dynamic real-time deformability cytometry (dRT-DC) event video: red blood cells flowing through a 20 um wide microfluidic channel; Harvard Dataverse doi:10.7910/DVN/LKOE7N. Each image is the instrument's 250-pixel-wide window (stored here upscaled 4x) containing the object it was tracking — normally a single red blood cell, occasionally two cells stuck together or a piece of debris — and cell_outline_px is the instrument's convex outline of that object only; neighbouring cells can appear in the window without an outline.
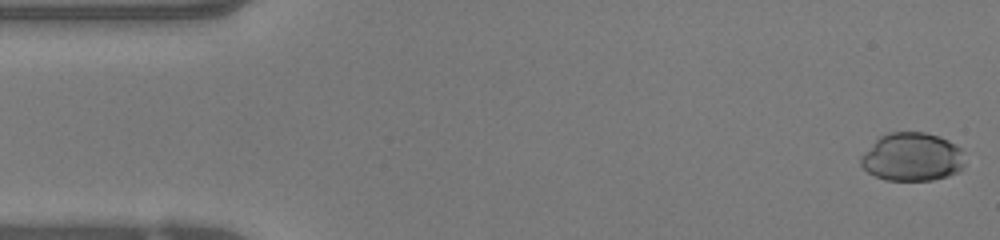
{"species": "human", "species_latin": "Homo sapiens", "temperature_condition": "warm", "stored_images_in_passage": 49, "camera_frame_rate_fps": 3000, "um_per_image_px": 0.085, "donor": {"sex": "female"}, "frame": {"image": 1, "passage_image": 1, "time_ms": 0.0, "image_size_px": [1000, 240], "cell_outline_px": [[964, 164], [960, 172], [948, 176], [932, 180], [884, 180], [868, 172], [860, 164], [860, 156], [880, 136], [888, 132], [924, 132], [940, 136], [956, 144], [960, 148]], "centroid_in_image_um": [77.53, 13.34], "position_along_channel_um": 7.5, "area_um2": 29.42}}
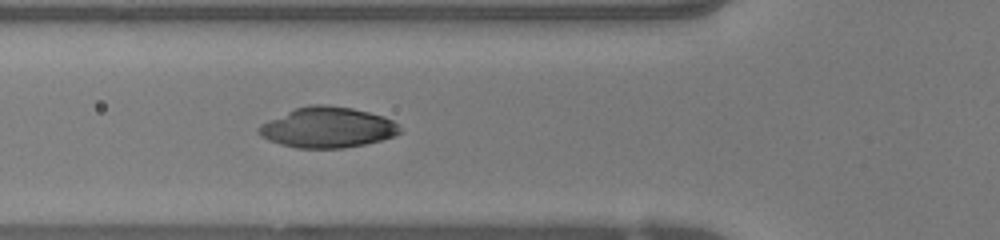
{"frame": {"image": 2, "passage_image": 17, "time_ms": 5.333, "image_size_px": [1000, 240], "cell_outline_px": [[404, 132], [396, 136], [364, 144], [344, 148], [296, 148], [280, 144], [268, 140], [260, 136], [256, 132], [256, 128], [260, 124], [268, 120], [296, 108], [308, 104], [328, 104], [352, 108], [384, 116], [400, 124]], "centroid_in_image_um": [27.85, 10.83], "position_along_channel_um": 97.9, "area_um2": 33.76}}
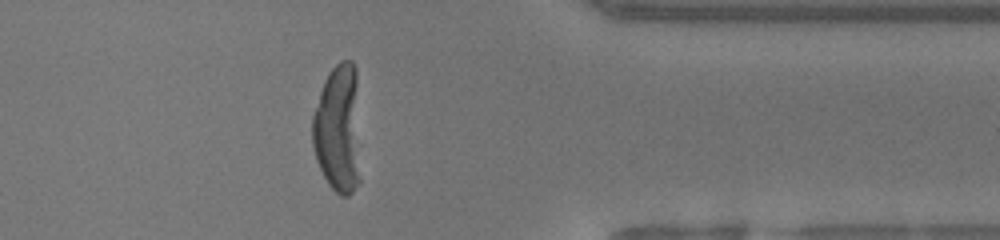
{"frame": {"image": 3, "passage_image": 39, "time_ms": 12.667, "image_size_px": [1000, 240], "cell_outline_px": [[360, 184], [348, 196], [340, 196], [328, 184], [316, 160], [312, 144], [312, 116], [324, 80], [328, 72], [340, 60], [352, 60], [356, 68], [360, 180]], "centroid_in_image_um": [28.74, 10.97], "position_along_channel_um": 382.7, "area_um2": 36.53}, "authors_computed_cell_mechanics": {"area_um2": 34.2176, "velocity_mm_per_s": 4.1098, "shape_relaxation_time_tau1_ms": 6.8856, "shape_relaxation_time_tau2_ms": null, "deformation_change_tau1": 0.3176, "deformation_change_tau2": null}}